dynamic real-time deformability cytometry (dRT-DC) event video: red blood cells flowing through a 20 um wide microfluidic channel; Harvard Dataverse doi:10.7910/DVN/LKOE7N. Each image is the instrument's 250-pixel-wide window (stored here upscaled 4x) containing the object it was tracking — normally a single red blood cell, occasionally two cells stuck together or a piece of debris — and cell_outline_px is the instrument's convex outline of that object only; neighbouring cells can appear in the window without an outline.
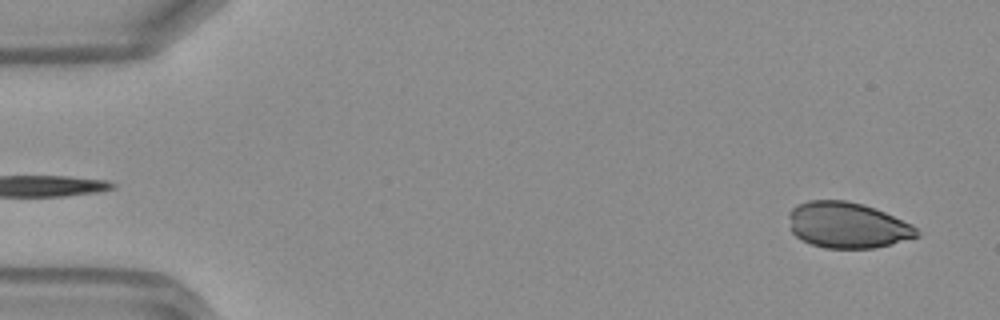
{"species": "Egyptian fruit bat (a non-hibernating species)", "species_latin": "Rousettus aegyptiacus", "temperature_condition": "warm", "stored_images_in_passage": 48, "camera_frame_rate_fps": 3000, "um_per_image_px": 0.085, "frame": {"image": 1, "passage_image": 2, "time_ms": 0.333, "image_size_px": [1000, 320], "cell_outline_px": [[920, 236], [892, 244], [872, 248], [824, 248], [800, 240], [792, 232], [788, 216], [788, 212], [796, 204], [808, 200], [844, 200], [864, 204], [884, 212], [912, 224], [916, 228]], "centroid_in_image_um": [72.0, 19.13], "position_along_channel_um": 13.0, "area_um2": 34.39}}
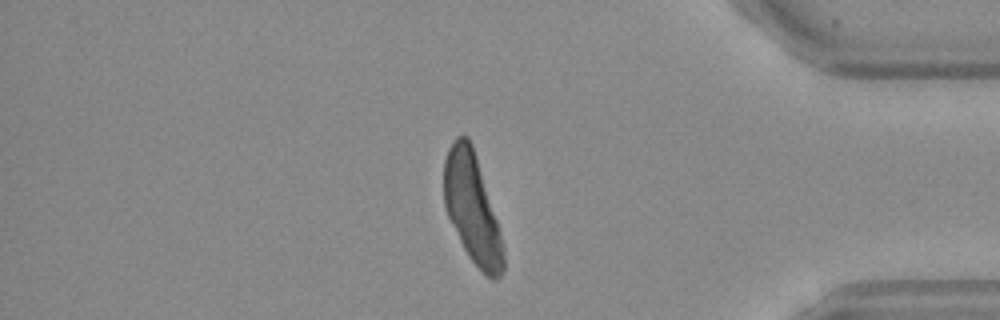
{"frame": {"image": 2, "passage_image": 40, "time_ms": 13.0, "image_size_px": [1000, 320], "cell_outline_px": [[504, 268], [500, 276], [496, 280], [492, 280], [468, 256], [448, 216], [444, 204], [444, 160], [448, 148], [456, 136], [468, 136], [472, 144], [496, 220], [504, 248]], "centroid_in_image_um": [40.12, 17.69], "position_along_channel_um": 395.1, "area_um2": 37.05}}